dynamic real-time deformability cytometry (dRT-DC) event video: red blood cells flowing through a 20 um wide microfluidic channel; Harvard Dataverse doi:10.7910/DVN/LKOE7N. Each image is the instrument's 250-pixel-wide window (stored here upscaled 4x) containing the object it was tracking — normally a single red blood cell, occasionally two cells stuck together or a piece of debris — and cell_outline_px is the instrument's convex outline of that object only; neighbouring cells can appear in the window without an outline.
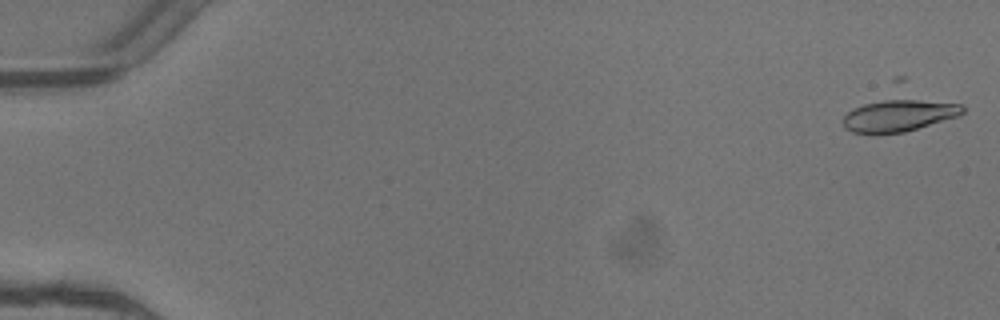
{"species": "common noctule bat (a hibernating species)", "species_latin": "Nyctalus noctula", "temperature_condition": "warm", "stored_images_in_passage": 5, "camera_frame_rate_fps": 3000, "um_per_image_px": 0.085, "animal": {"sex": "female"}, "frame": {"image": 1, "passage_image": 1, "time_ms": 0.0, "image_size_px": [1000, 320], "cell_outline_px": [[964, 112], [960, 116], [904, 132], [876, 136], [852, 132], [844, 128], [844, 116], [852, 108], [864, 104], [892, 96], [904, 96], [964, 104]], "centroid_in_image_um": [76.42, 9.78], "position_along_channel_um": 8.6, "area_um2": 23.76}}
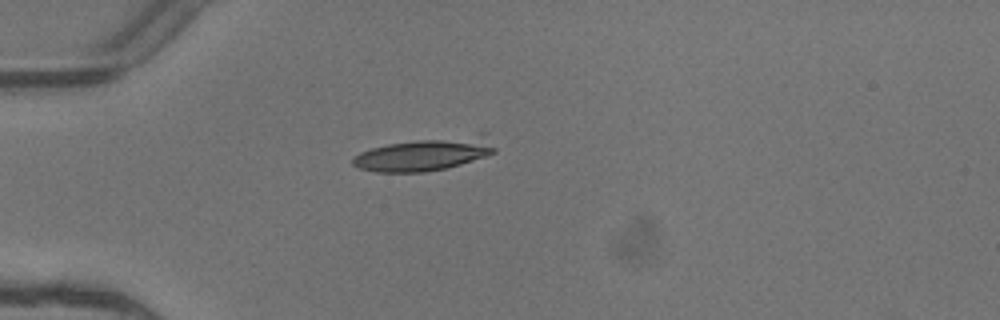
{"frame": {"image": 2, "passage_image": 5, "time_ms": 1.333, "image_size_px": [1000, 320], "cell_outline_px": [[496, 152], [448, 168], [424, 172], [376, 172], [360, 168], [352, 164], [352, 160], [360, 152], [372, 148], [388, 144], [416, 140], [480, 132], [488, 132], [496, 148]], "centroid_in_image_um": [36.21, 13.06], "position_along_channel_um": 48.8, "area_um2": 27.63}}